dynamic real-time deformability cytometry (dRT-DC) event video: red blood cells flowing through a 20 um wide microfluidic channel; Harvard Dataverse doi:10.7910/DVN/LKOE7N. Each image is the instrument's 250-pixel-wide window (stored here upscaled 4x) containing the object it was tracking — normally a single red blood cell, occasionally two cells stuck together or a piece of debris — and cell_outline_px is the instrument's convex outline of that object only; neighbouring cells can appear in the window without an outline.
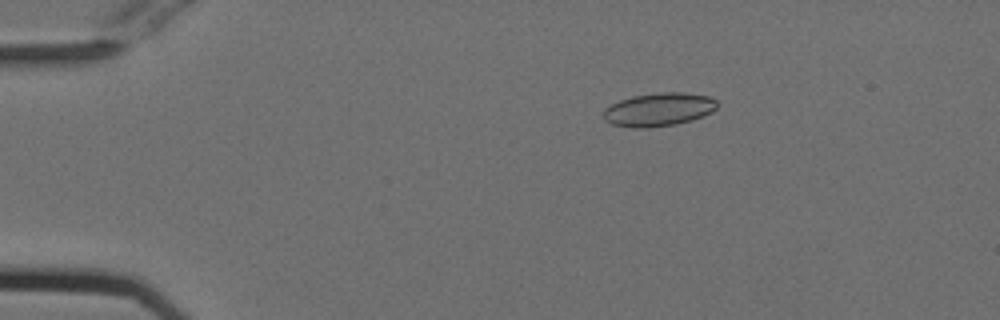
{"species": "Egyptian fruit bat (a non-hibernating species)", "species_latin": "Rousettus aegyptiacus", "temperature_condition": "cold", "stored_images_in_passage": 47, "camera_frame_rate_fps": 3000, "um_per_image_px": 0.085, "animal": {"sex": "female"}, "frame": {"image": 1, "passage_image": 3, "time_ms": 0.667, "image_size_px": [1000, 320], "cell_outline_px": [[716, 108], [712, 112], [704, 116], [692, 120], [676, 124], [648, 128], [632, 128], [612, 124], [604, 120], [604, 108], [620, 100], [632, 96], [660, 92], [684, 92], [708, 96], [716, 100]], "centroid_in_image_um": [55.99, 9.31], "position_along_channel_um": 29.0, "area_um2": 22.2}}
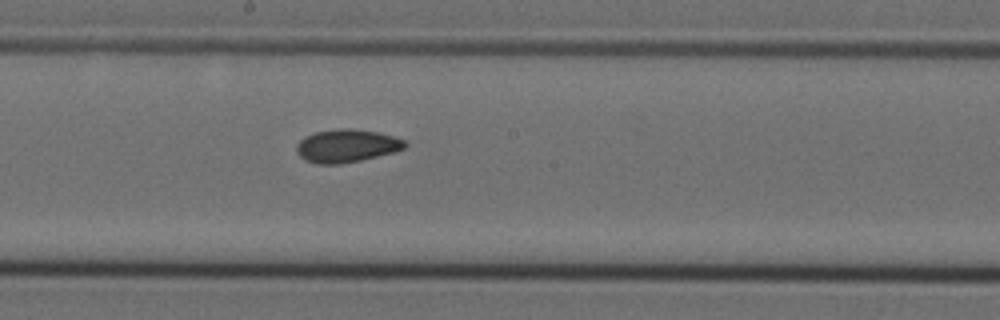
{"frame": {"image": 2, "passage_image": 23, "time_ms": 7.333, "image_size_px": [1000, 320], "cell_outline_px": [[408, 144], [404, 148], [396, 152], [360, 160], [340, 164], [316, 164], [304, 160], [296, 152], [296, 144], [304, 136], [316, 132], [340, 128], [348, 128], [376, 132], [392, 136], [404, 140]], "centroid_in_image_um": [29.44, 12.4], "position_along_channel_um": 218.8, "area_um2": 20.87}}
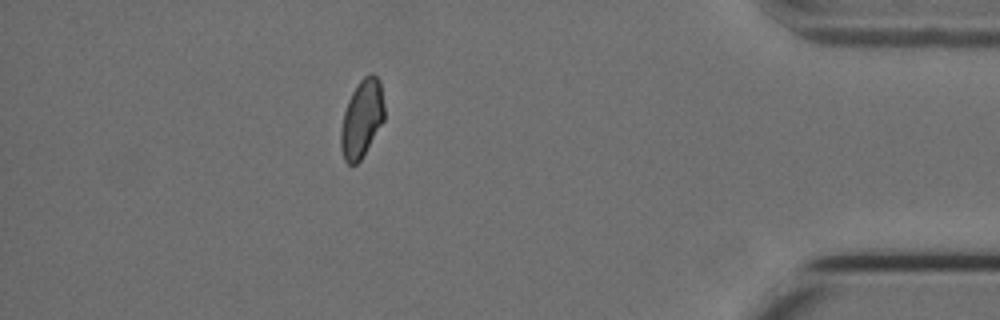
{"frame": {"image": 3, "passage_image": 41, "time_ms": 13.333, "image_size_px": [1000, 320], "cell_outline_px": [[384, 120], [360, 160], [356, 164], [348, 164], [344, 160], [340, 148], [340, 132], [344, 112], [348, 100], [356, 84], [368, 72], [372, 72], [380, 80], [384, 104]], "centroid_in_image_um": [30.75, 10.05], "position_along_channel_um": 404.5, "area_um2": 19.77}, "authors_computed_cell_mechanics": {"area_um2": 20.5768, "velocity_mm_per_s": 3.7873, "shape_relaxation_time_tau1_ms": null, "shape_relaxation_time_tau2_ms": 2.1945, "deformation_change_tau1": null, "deformation_change_tau2": 0.0669}}